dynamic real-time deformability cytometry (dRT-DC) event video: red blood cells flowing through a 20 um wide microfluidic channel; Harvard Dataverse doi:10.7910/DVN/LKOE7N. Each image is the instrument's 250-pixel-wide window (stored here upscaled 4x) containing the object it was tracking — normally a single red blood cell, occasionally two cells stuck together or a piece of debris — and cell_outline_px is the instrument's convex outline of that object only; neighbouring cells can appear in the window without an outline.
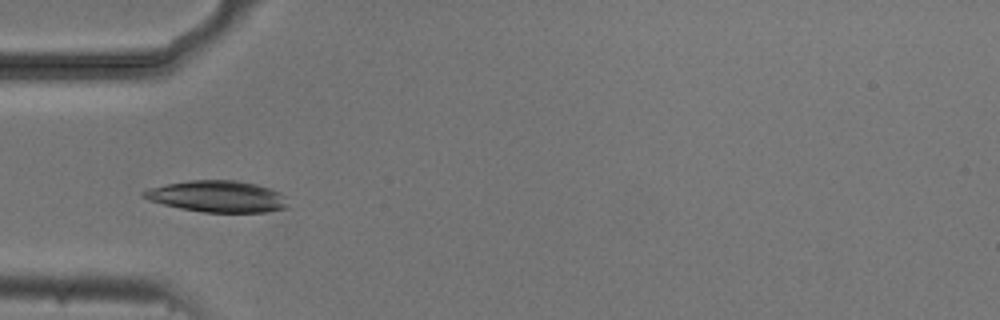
{"species": "common noctule bat (a hibernating species)", "species_latin": "Nyctalus noctula", "temperature_condition": "cold", "stored_images_in_passage": 12, "camera_frame_rate_fps": 3000, "um_per_image_px": 0.085, "animal": {"sex": "male", "body_mass_g": 20.5, "forearm_length_mm": 52.5}, "frame": {"image": 1, "passage_image": 3, "time_ms": 0.667, "image_size_px": [1000, 320], "cell_outline_px": [[288, 208], [268, 212], [204, 212], [180, 208], [148, 200], [140, 196], [140, 192], [148, 188], [188, 180], [236, 180], [256, 184], [272, 188], [280, 192], [284, 196], [288, 204]], "centroid_in_image_um": [18.49, 16.69], "position_along_channel_um": 66.5, "area_um2": 26.65}}
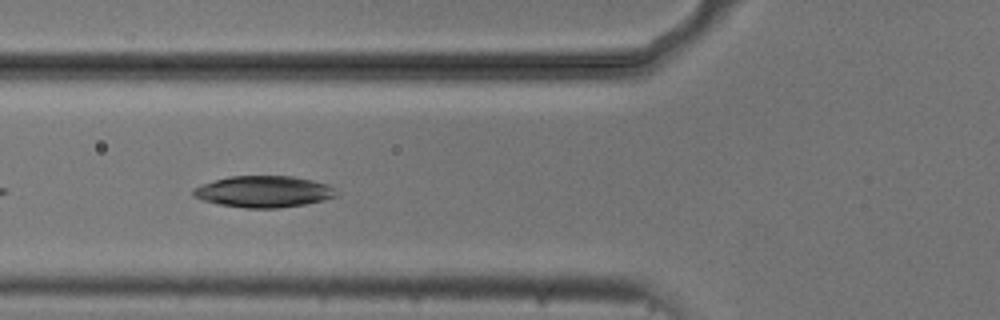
{"frame": {"image": 2, "passage_image": 6, "time_ms": 1.667, "image_size_px": [1000, 320], "cell_outline_px": [[336, 196], [324, 200], [304, 204], [280, 208], [244, 208], [220, 204], [204, 200], [192, 196], [192, 188], [200, 184], [228, 176], [292, 176], [312, 180], [328, 184], [332, 188]], "centroid_in_image_um": [22.36, 16.28], "position_along_channel_um": 103.4, "area_um2": 26.18}}
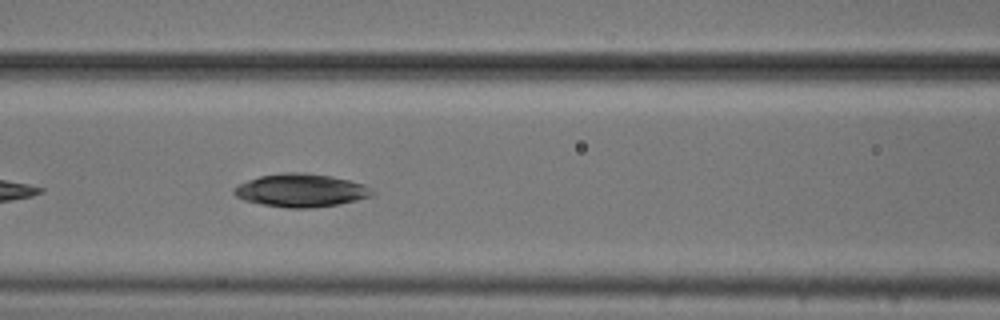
{"frame": {"image": 3, "passage_image": 9, "time_ms": 2.667, "image_size_px": [1000, 320], "cell_outline_px": [[376, 192], [372, 196], [340, 204], [312, 208], [288, 208], [260, 204], [244, 200], [236, 196], [232, 192], [236, 184], [260, 176], [284, 172], [304, 172], [332, 176], [364, 184], [372, 188]], "centroid_in_image_um": [25.58, 16.18], "position_along_channel_um": 141.0, "area_um2": 26.93}}